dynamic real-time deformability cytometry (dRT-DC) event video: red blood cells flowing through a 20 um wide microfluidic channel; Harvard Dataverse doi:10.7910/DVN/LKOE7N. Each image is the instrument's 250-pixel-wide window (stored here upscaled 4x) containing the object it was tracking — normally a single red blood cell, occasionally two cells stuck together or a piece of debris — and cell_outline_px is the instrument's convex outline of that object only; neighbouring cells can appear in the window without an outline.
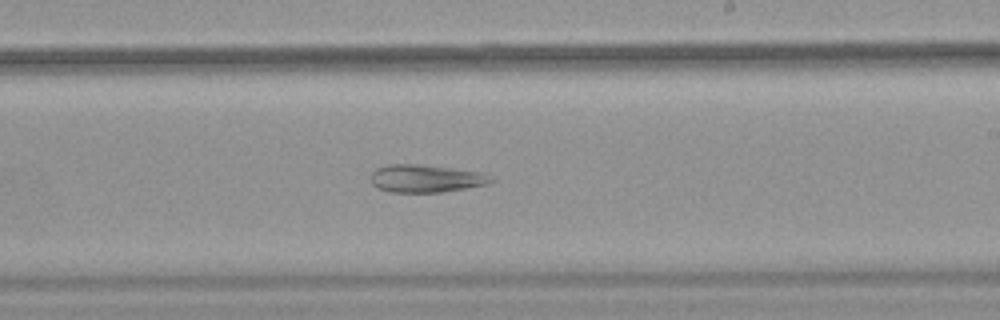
{"species": "common noctule bat (a hibernating species)", "species_latin": "Nyctalus noctula", "temperature_condition": "warm", "stored_images_in_passage": 46, "camera_frame_rate_fps": 3000, "um_per_image_px": 0.085, "animal": {"sex": "female", "body_mass_g": 18.4}, "frame": {"image": 1, "passage_image": 27, "time_ms": 8.667, "image_size_px": [1000, 320], "cell_outline_px": [[496, 180], [488, 184], [440, 192], [392, 192], [380, 188], [372, 184], [372, 172], [376, 168], [388, 164], [420, 164], [452, 168], [480, 172]], "centroid_in_image_um": [36.19, 15.16], "position_along_channel_um": 252.8, "area_um2": 19.19}, "authors_computed_cell_mechanics": {"area_um2": 28.5532, "velocity_mm_per_s": 3.928, "shape_relaxation_time_tau1_ms": null, "shape_relaxation_time_tau2_ms": 1.7757, "deformation_change_tau1": null, "deformation_change_tau2": 0.0539}}